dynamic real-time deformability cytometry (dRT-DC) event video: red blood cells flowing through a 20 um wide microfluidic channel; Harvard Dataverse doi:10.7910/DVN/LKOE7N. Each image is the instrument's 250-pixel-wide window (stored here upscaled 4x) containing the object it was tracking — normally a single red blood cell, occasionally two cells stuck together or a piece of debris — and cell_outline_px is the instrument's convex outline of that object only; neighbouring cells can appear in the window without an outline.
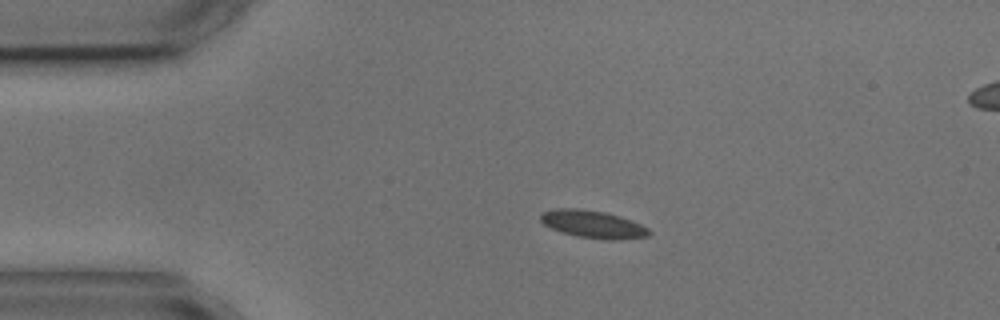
{"species": "common noctule bat (a hibernating species)", "species_latin": "Nyctalus noctula", "temperature_condition": "cold", "stored_images_in_passage": 3, "camera_frame_rate_fps": 3000, "um_per_image_px": 0.085, "animal": {"sex": "male", "body_mass_g": 17.9, "forearm_length_mm": 54.2}, "frame": {"image": 1, "passage_image": 1, "time_ms": 0.0, "image_size_px": [1000, 320], "cell_outline_px": [[652, 232], [648, 236], [616, 240], [604, 240], [576, 236], [552, 228], [544, 224], [540, 220], [540, 212], [556, 208], [580, 208], [604, 212], [620, 216], [640, 224], [648, 228]], "centroid_in_image_um": [50.39, 19.05], "position_along_channel_um": 34.6, "area_um2": 17.46}}